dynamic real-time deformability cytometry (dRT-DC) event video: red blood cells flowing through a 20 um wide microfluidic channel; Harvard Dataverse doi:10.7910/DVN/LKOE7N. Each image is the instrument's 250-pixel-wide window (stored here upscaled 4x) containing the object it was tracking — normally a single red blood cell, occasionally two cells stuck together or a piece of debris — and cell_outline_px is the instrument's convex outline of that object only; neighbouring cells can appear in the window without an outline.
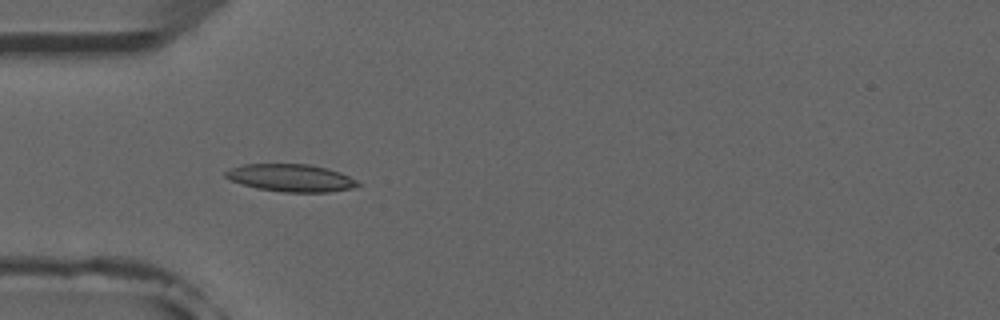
{"species": "common noctule bat (a hibernating species)", "species_latin": "Nyctalus noctula", "temperature_condition": "room temperature", "stored_images_in_passage": 5, "camera_frame_rate_fps": 3000, "um_per_image_px": 0.085, "animal": {"sex": "male", "forearm_length_mm": 52.5}, "frame": {"image": 1, "passage_image": 2, "time_ms": 1.333, "image_size_px": [1000, 320], "cell_outline_px": [[360, 184], [352, 188], [328, 192], [284, 192], [256, 188], [232, 180], [224, 176], [224, 172], [232, 168], [244, 164], [308, 164], [340, 172], [356, 180]], "centroid_in_image_um": [24.72, 15.12], "position_along_channel_um": 60.3, "area_um2": 20.87}}
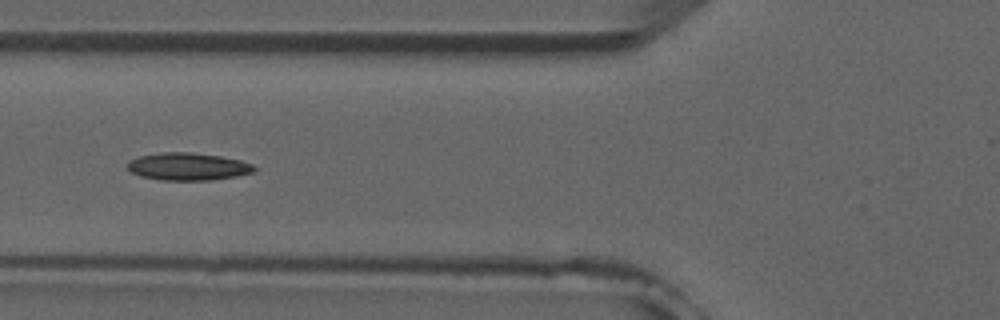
{"frame": {"image": 2, "passage_image": 3, "time_ms": 2.667, "image_size_px": [1000, 320], "cell_outline_px": [[256, 172], [236, 176], [208, 180], [160, 180], [140, 176], [132, 172], [128, 168], [128, 160], [140, 156], [160, 152], [192, 152], [220, 156], [240, 160], [252, 164], [256, 168]], "centroid_in_image_um": [15.98, 14.15], "position_along_channel_um": 109.8, "area_um2": 20.35}}
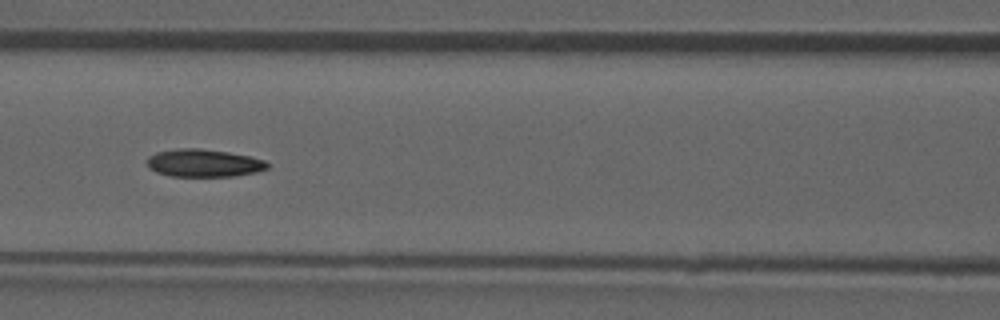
{"frame": {"image": 3, "passage_image": 4, "time_ms": 3.667, "image_size_px": [1000, 320], "cell_outline_px": [[268, 168], [256, 172], [236, 176], [168, 176], [156, 172], [148, 168], [148, 156], [156, 152], [176, 148], [200, 148], [228, 152], [248, 156], [264, 160], [268, 164]], "centroid_in_image_um": [17.28, 13.86], "position_along_channel_um": 149.3, "area_um2": 19.48}}